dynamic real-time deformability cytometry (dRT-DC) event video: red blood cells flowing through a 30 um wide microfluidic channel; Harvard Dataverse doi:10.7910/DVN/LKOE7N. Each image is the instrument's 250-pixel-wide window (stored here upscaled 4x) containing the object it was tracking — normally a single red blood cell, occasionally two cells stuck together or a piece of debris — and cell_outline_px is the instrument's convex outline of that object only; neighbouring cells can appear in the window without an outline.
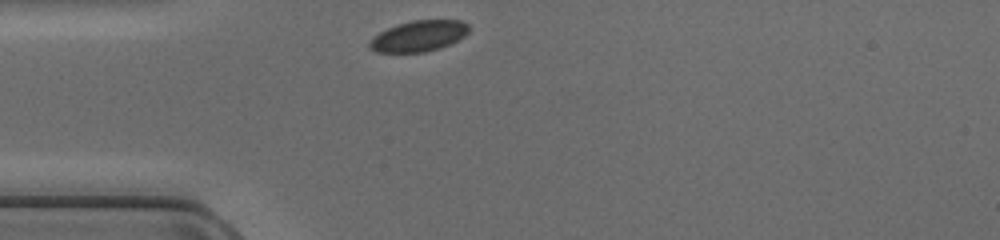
{"species": "common noctule bat (a hibernating species)", "species_latin": "Nyctalus noctula", "temperature_condition": "cold", "stored_images_in_passage": 27, "camera_frame_rate_fps": 3000, "um_per_image_px": 0.085, "animal": {"sex": "female", "body_mass_g": 17.0, "forearm_length_mm": 48.0}, "frame": {"image": 1, "passage_image": 1, "time_ms": 0.0, "image_size_px": [1000, 240], "cell_outline_px": [[468, 32], [464, 36], [440, 48], [424, 52], [376, 52], [368, 48], [368, 40], [372, 36], [388, 28], [412, 20], [460, 20], [468, 24]], "centroid_in_image_um": [35.54, 3.07], "position_along_channel_um": 49.5, "area_um2": 17.8}}
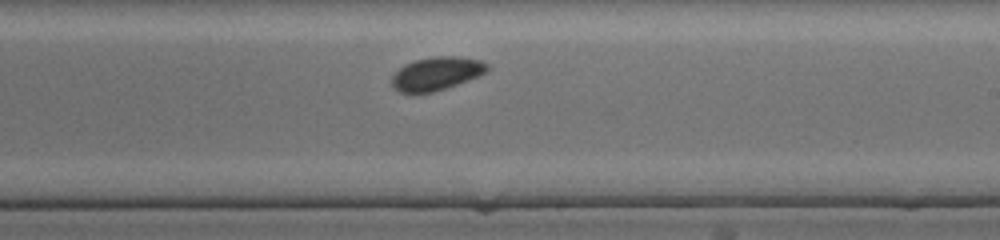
{"frame": {"image": 2, "passage_image": 16, "time_ms": 5.0, "image_size_px": [1000, 240], "cell_outline_px": [[488, 72], [480, 76], [432, 92], [400, 92], [392, 88], [392, 76], [404, 64], [416, 60], [436, 56], [460, 56], [480, 60], [488, 64]], "centroid_in_image_um": [37.13, 6.24], "position_along_channel_um": 251.9, "area_um2": 18.38}}
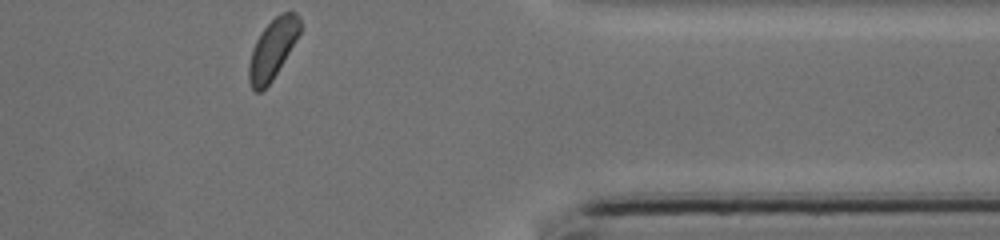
{"frame": {"image": 3, "passage_image": 27, "time_ms": 8.667, "image_size_px": [1000, 240], "cell_outline_px": [[300, 32], [296, 40], [272, 80], [260, 92], [256, 92], [252, 88], [248, 80], [248, 64], [252, 48], [260, 32], [276, 16], [284, 12], [296, 12], [300, 16]], "centroid_in_image_um": [23.15, 4.16], "position_along_channel_um": 388.3, "area_um2": 17.63}}